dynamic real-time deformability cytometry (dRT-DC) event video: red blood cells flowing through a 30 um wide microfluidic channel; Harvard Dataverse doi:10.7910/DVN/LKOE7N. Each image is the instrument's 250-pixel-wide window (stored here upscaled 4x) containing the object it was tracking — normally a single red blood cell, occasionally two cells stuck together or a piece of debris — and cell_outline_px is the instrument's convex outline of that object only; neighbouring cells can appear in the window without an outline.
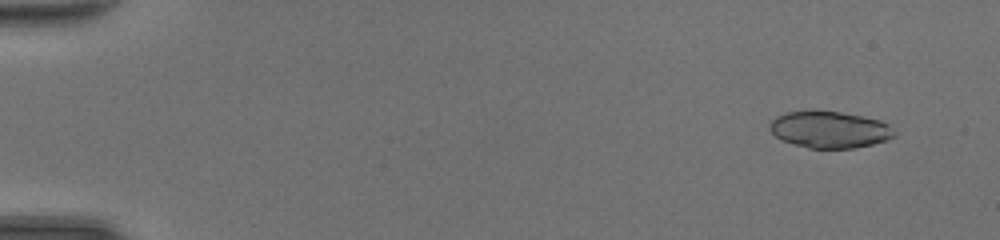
{"species": "common noctule bat (a hibernating species)", "species_latin": "Nyctalus noctula", "temperature_condition": "room temperature", "stored_images_in_passage": 48, "camera_frame_rate_fps": 3000, "um_per_image_px": 0.085, "animal": {"sex": "female", "body_mass_g": 20.0, "forearm_length_mm": 54.0}, "frame": {"image": 1, "passage_image": 4, "time_ms": 1.0, "image_size_px": [1000, 240], "cell_outline_px": [[896, 136], [888, 140], [856, 148], [808, 148], [780, 140], [768, 128], [768, 124], [776, 116], [784, 112], [808, 108], [816, 108], [840, 112], [880, 120], [888, 124], [896, 132]], "centroid_in_image_um": [70.47, 10.98], "position_along_channel_um": 14.5, "area_um2": 27.46}}
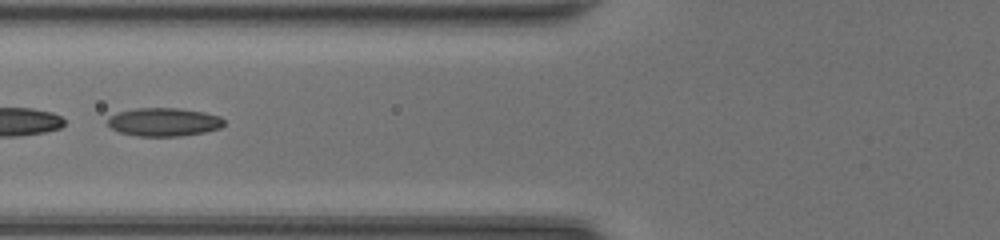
{"frame": {"image": 2, "passage_image": 21, "time_ms": 6.667, "image_size_px": [1000, 240], "cell_outline_px": [[224, 124], [220, 128], [204, 132], [180, 136], [136, 136], [120, 132], [112, 128], [108, 124], [108, 116], [116, 112], [136, 108], [180, 108], [204, 112], [220, 116], [224, 120]], "centroid_in_image_um": [13.92, 10.36], "position_along_channel_um": 111.9, "area_um2": 19.31}}
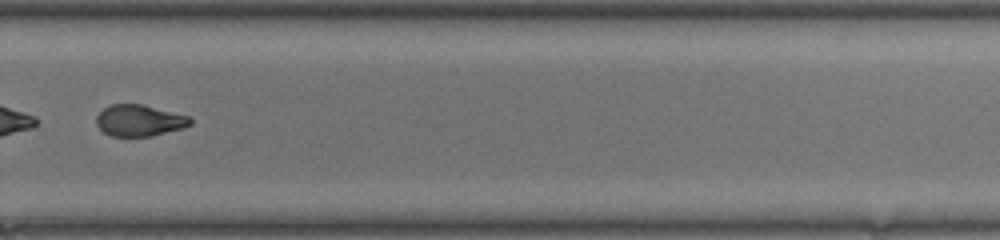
{"frame": {"image": 3, "passage_image": 35, "time_ms": 11.333, "image_size_px": [1000, 240], "cell_outline_px": [[192, 124], [184, 128], [152, 136], [112, 136], [104, 132], [96, 124], [96, 116], [104, 108], [112, 104], [140, 104], [188, 116], [192, 120]], "centroid_in_image_um": [11.84, 10.25], "position_along_channel_um": 318.0, "area_um2": 17.05}, "authors_computed_cell_mechanics": {"area_um2": 27.1371, "velocity_mm_per_s": 4.421, "shape_relaxation_time_tau1_ms": 7.2468, "shape_relaxation_time_tau2_ms": 1.4722, "deformation_change_tau1": 0.2003, "deformation_change_tau2": 0.0814}}